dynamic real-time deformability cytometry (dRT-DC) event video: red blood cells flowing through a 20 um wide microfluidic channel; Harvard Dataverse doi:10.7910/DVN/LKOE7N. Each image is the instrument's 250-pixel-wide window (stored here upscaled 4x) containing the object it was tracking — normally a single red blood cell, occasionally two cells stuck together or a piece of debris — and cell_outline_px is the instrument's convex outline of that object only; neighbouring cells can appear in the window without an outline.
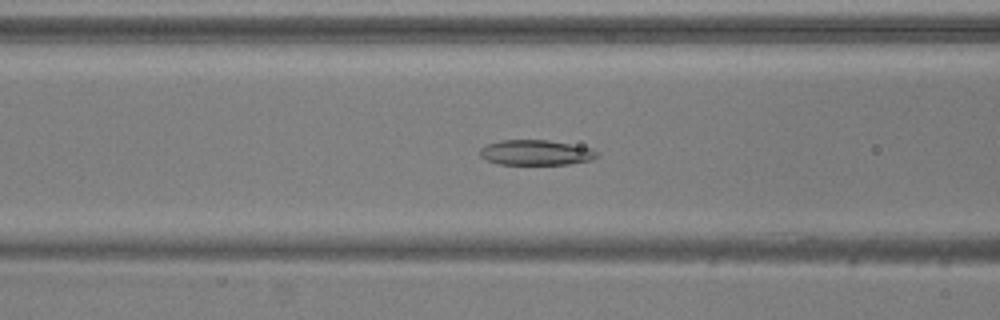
{"species": "common noctule bat (a hibernating species)", "species_latin": "Nyctalus noctula", "temperature_condition": "warm", "stored_images_in_passage": 52, "camera_frame_rate_fps": 3000, "um_per_image_px": 0.085, "animal": {"sex": "male", "body_mass_g": 20.5, "forearm_length_mm": 52.5}, "frame": {"image": 1, "passage_image": 20, "time_ms": 6.333, "image_size_px": [1000, 320], "cell_outline_px": [[600, 156], [592, 160], [568, 164], [496, 164], [484, 160], [480, 156], [480, 148], [488, 144], [500, 140], [548, 140], [592, 148], [600, 152]], "centroid_in_image_um": [45.57, 12.97], "position_along_channel_um": 121.0, "area_um2": 17.4}}
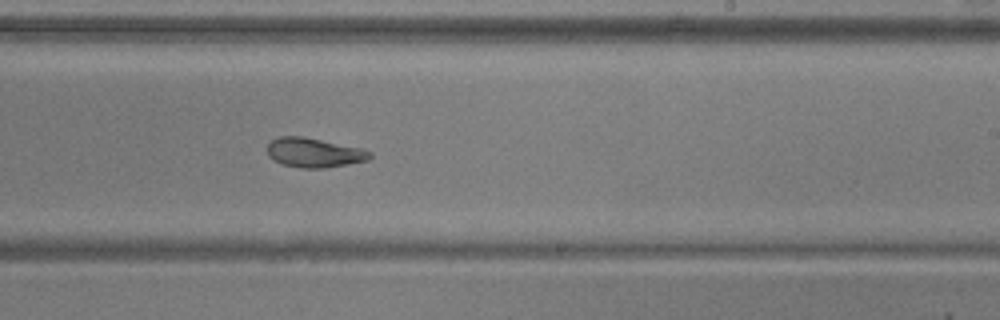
{"frame": {"image": 2, "passage_image": 31, "time_ms": 10.0, "image_size_px": [1000, 320], "cell_outline_px": [[372, 156], [368, 160], [324, 168], [300, 168], [280, 164], [272, 160], [268, 156], [268, 144], [272, 140], [280, 136], [300, 136], [364, 148], [372, 152]], "centroid_in_image_um": [26.69, 12.98], "position_along_channel_um": 262.3, "area_um2": 17.69}}
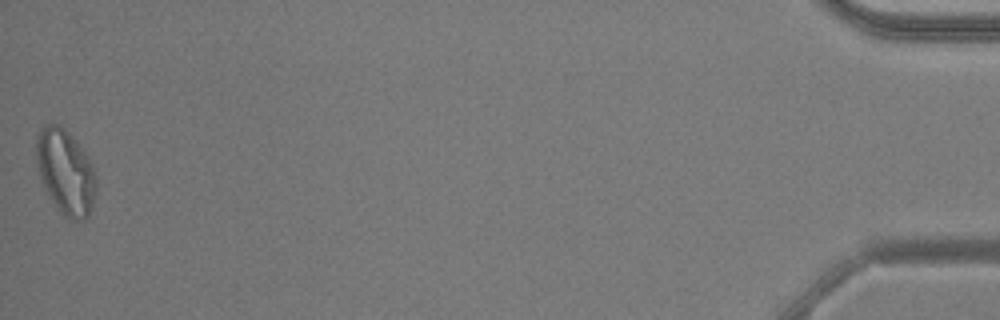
{"frame": {"image": 3, "passage_image": 52, "time_ms": 17.0, "image_size_px": [1000, 320], "cell_outline_px": [[96, 192], [88, 216], [84, 220], [72, 220], [64, 216], [60, 212], [44, 188], [40, 176], [36, 160], [36, 136], [40, 128], [48, 124], [56, 124], [64, 128], [76, 140], [92, 164], [96, 176]], "centroid_in_image_um": [5.57, 14.61], "position_along_channel_um": 429.6, "area_um2": 29.54}, "authors_computed_cell_mechanics": {"area_um2": 21.0392, "velocity_mm_per_s": 3.8509, "shape_relaxation_time_tau1_ms": 7.2957, "shape_relaxation_time_tau2_ms": 3.4979, "deformation_change_tau1": 0.1918, "deformation_change_tau2": 0.0797}}